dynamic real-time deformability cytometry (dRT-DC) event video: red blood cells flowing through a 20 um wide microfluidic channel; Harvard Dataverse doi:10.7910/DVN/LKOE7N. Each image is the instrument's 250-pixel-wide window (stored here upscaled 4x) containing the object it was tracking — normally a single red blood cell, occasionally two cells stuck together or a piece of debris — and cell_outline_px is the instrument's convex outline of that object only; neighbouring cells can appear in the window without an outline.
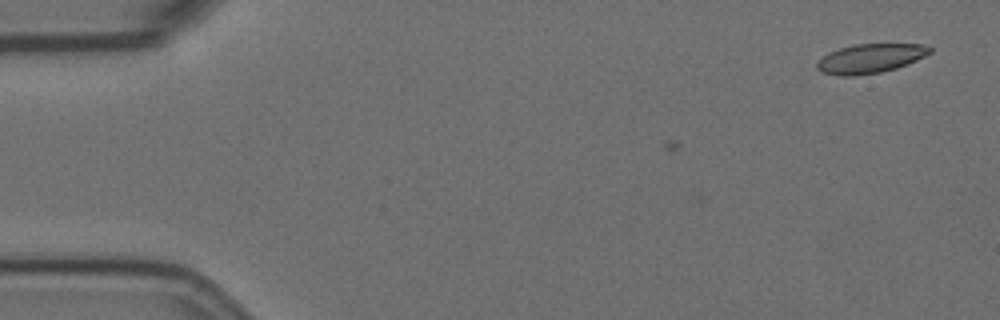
{"species": "Egyptian fruit bat (a non-hibernating species)", "species_latin": "Rousettus aegyptiacus", "temperature_condition": "room temperature", "stored_images_in_passage": 5, "camera_frame_rate_fps": 3000, "um_per_image_px": 0.085, "animal": {"sex": "female"}, "frame": {"image": 1, "passage_image": 5, "time_ms": 1.333, "image_size_px": [1000, 320], "cell_outline_px": [[932, 52], [908, 64], [896, 68], [880, 72], [852, 76], [840, 76], [820, 72], [816, 68], [816, 64], [828, 52], [840, 48], [856, 44], [928, 44], [932, 48]], "centroid_in_image_um": [73.98, 4.97], "position_along_channel_um": 11.0, "area_um2": 19.25}}